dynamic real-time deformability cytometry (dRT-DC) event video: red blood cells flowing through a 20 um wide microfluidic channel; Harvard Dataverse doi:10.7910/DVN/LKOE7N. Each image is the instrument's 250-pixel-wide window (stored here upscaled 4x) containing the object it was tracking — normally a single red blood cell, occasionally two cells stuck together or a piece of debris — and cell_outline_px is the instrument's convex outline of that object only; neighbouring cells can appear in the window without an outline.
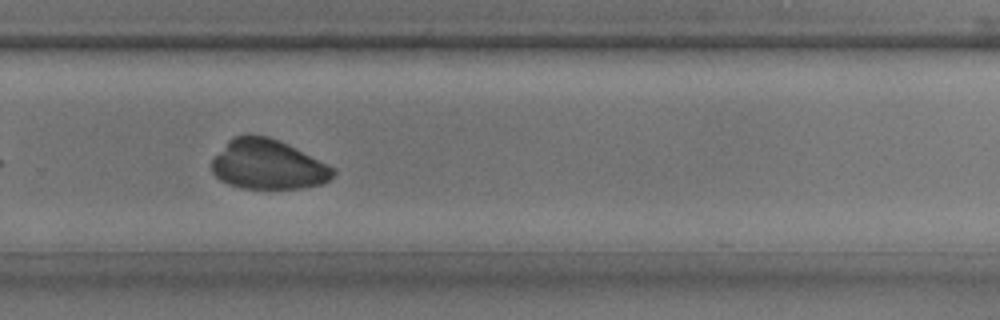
{"species": "common noctule bat (a hibernating species)", "species_latin": "Nyctalus noctula", "temperature_condition": "room temperature", "stored_images_in_passage": 15, "camera_frame_rate_fps": 3000, "um_per_image_px": 0.085, "animal": {"sex": "male", "body_mass_g": 17.9, "forearm_length_mm": 54.2}, "frame": {"image": 1, "passage_image": 13, "time_ms": 4.0, "image_size_px": [1000, 320], "cell_outline_px": [[336, 172], [324, 184], [300, 188], [244, 188], [228, 184], [220, 180], [212, 172], [212, 160], [228, 140], [232, 136], [268, 136], [288, 144], [336, 168]], "centroid_in_image_um": [22.79, 14.0], "position_along_channel_um": 307.0, "area_um2": 34.91}}